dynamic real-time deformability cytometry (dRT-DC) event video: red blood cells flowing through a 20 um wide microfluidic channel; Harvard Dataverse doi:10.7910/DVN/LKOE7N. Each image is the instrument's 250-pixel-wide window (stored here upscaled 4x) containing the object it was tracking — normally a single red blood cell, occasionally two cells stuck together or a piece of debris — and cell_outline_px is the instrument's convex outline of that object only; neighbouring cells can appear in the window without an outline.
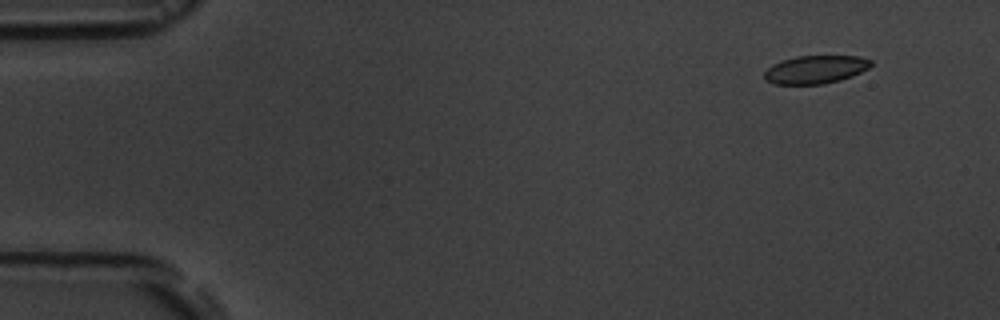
{"species": "common noctule bat (a hibernating species)", "species_latin": "Nyctalus noctula", "temperature_condition": "room temperature", "stored_images_in_passage": 15, "camera_frame_rate_fps": 3000, "um_per_image_px": 0.085, "animal": {"sex": "male", "body_mass_g": 19.5, "forearm_length_mm": 54.6}, "frame": {"image": 1, "passage_image": 1, "time_ms": 0.0, "image_size_px": [1000, 320], "cell_outline_px": [[872, 64], [868, 68], [852, 76], [840, 80], [824, 84], [772, 84], [764, 80], [764, 72], [772, 64], [780, 60], [796, 56], [860, 56], [872, 60]], "centroid_in_image_um": [69.28, 5.91], "position_along_channel_um": 15.7, "area_um2": 17.63}}
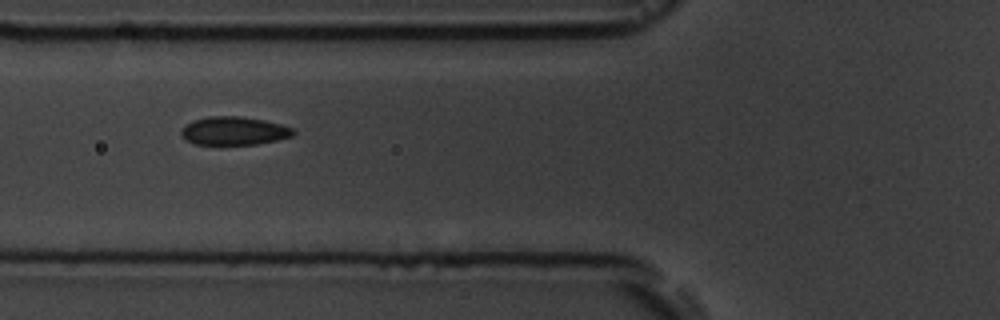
{"frame": {"image": 2, "passage_image": 5, "time_ms": 5.333, "image_size_px": [1000, 320], "cell_outline_px": [[296, 132], [292, 136], [276, 140], [256, 144], [196, 144], [188, 140], [180, 132], [184, 124], [192, 120], [208, 116], [240, 116], [264, 120], [280, 124], [292, 128]], "centroid_in_image_um": [19.88, 11.11], "position_along_channel_um": 105.9, "area_um2": 18.38}}
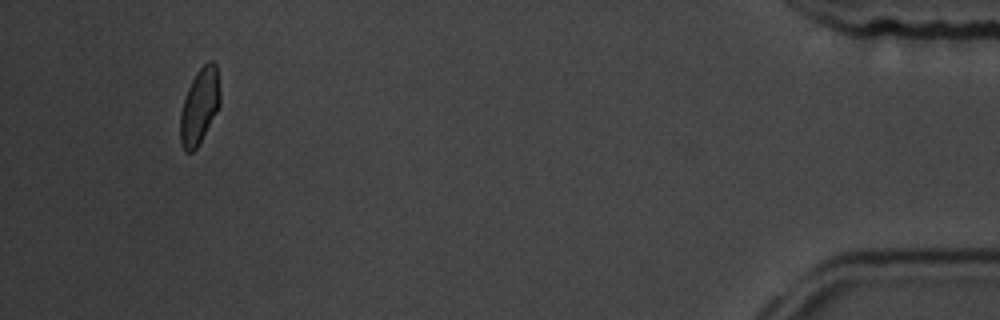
{"frame": {"image": 3, "passage_image": 14, "time_ms": 15.667, "image_size_px": [1000, 320], "cell_outline_px": [[220, 104], [216, 112], [196, 148], [192, 152], [184, 152], [180, 144], [180, 112], [188, 88], [196, 72], [208, 60], [212, 60], [216, 64], [220, 92]], "centroid_in_image_um": [16.95, 9.01], "position_along_channel_um": 418.3, "area_um2": 17.4}, "authors_computed_cell_mechanics": {"area_um2": 18.3804, "velocity_mm_per_s": 3.7356, "shape_relaxation_time_tau1_ms": 3.9866, "shape_relaxation_time_tau2_ms": 0.031, "deformation_change_tau1": 0.0822, "deformation_change_tau2": 0.0274}}